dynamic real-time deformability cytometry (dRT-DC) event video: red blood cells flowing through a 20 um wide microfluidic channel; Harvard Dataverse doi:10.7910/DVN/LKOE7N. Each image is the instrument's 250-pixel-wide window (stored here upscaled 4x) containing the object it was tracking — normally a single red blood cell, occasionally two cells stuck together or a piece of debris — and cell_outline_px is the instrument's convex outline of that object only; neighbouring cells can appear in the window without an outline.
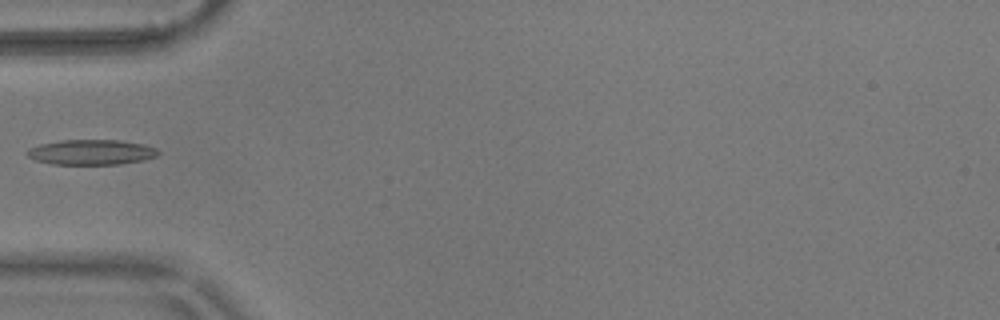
{"species": "common noctule bat (a hibernating species)", "species_latin": "Nyctalus noctula", "temperature_condition": "warm", "stored_images_in_passage": 38, "camera_frame_rate_fps": 3000, "um_per_image_px": 0.085, "animal": {"sex": "male", "body_mass_g": 17.9}, "frame": {"image": 1, "passage_image": 1, "time_ms": 0.0, "image_size_px": [1000, 320], "cell_outline_px": [[160, 152], [156, 156], [144, 160], [120, 164], [52, 164], [36, 160], [28, 156], [24, 152], [28, 148], [40, 144], [60, 140], [120, 140], [144, 144], [156, 148]], "centroid_in_image_um": [7.75, 12.93], "position_along_channel_um": 77.2, "area_um2": 19.31}}
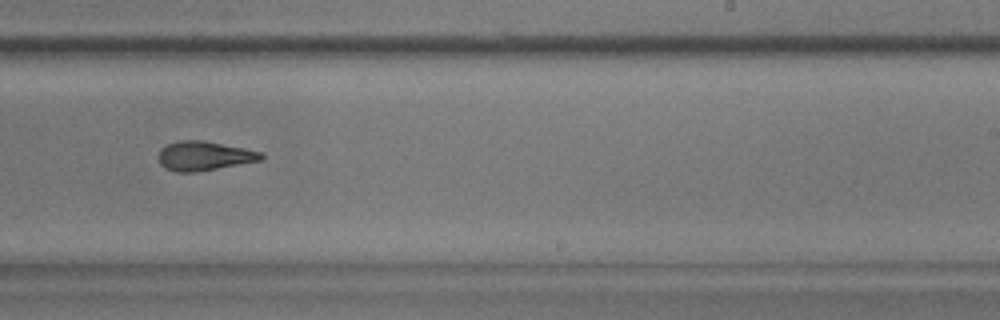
{"frame": {"image": 2, "passage_image": 17, "time_ms": 5.333, "image_size_px": [1000, 320], "cell_outline_px": [[264, 156], [260, 160], [196, 172], [176, 172], [164, 168], [160, 164], [156, 156], [160, 148], [168, 144], [180, 140], [204, 140], [244, 148], [260, 152]], "centroid_in_image_um": [17.27, 13.25], "position_along_channel_um": 271.7, "area_um2": 17.51}}